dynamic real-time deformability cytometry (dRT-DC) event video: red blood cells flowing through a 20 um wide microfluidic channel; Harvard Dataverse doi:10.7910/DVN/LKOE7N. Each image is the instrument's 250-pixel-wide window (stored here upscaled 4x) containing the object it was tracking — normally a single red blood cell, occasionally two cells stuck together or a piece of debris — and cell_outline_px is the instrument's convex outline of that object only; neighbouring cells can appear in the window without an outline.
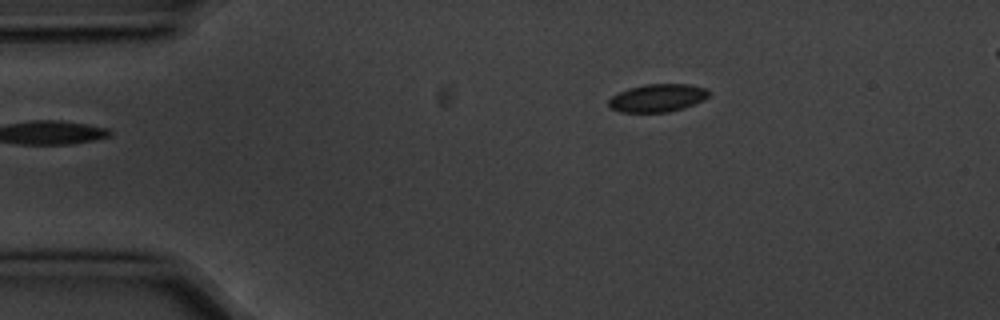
{"species": "common noctule bat (a hibernating species)", "species_latin": "Nyctalus noctula", "temperature_condition": "cold", "stored_images_in_passage": 2, "camera_frame_rate_fps": 3000, "um_per_image_px": 0.085, "animal": {"sex": "male", "body_mass_g": 20.1, "forearm_length_mm": 53.5}, "frame": {"image": 1, "passage_image": 2, "time_ms": 0.333, "image_size_px": [1000, 320], "cell_outline_px": [[712, 92], [704, 100], [684, 108], [668, 112], [620, 112], [608, 108], [608, 100], [612, 96], [628, 88], [644, 84], [688, 84], [704, 88]], "centroid_in_image_um": [55.88, 8.33], "position_along_channel_um": 29.1, "area_um2": 16.42}}